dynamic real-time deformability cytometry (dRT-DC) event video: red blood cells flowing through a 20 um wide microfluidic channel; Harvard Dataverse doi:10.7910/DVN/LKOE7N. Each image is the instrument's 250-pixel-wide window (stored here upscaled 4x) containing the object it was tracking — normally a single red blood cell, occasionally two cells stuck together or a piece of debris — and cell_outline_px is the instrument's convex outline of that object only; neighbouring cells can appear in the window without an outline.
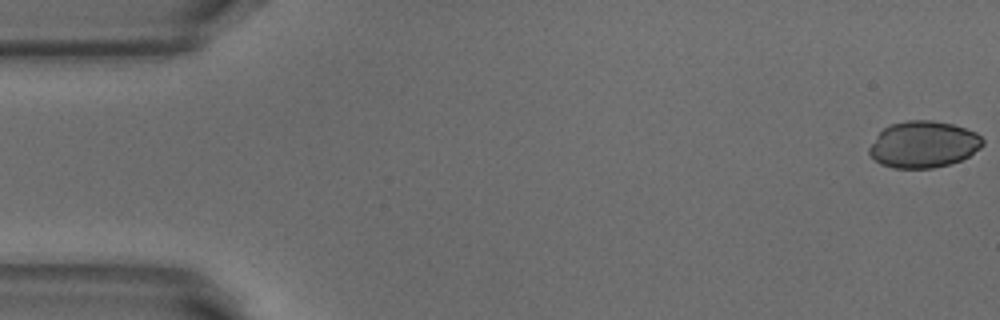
{"species": "common noctule bat (a hibernating species)", "species_latin": "Nyctalus noctula", "temperature_condition": "warm", "stored_images_in_passage": 52, "camera_frame_rate_fps": 3000, "um_per_image_px": 0.085, "animal": {"sex": "male", "body_mass_g": 18.8}, "frame": {"image": 1, "passage_image": 1, "time_ms": 0.0, "image_size_px": [1000, 320], "cell_outline_px": [[984, 144], [980, 148], [968, 156], [960, 160], [948, 164], [932, 168], [892, 168], [880, 164], [868, 152], [868, 148], [876, 136], [884, 128], [892, 124], [908, 120], [932, 120], [952, 124], [976, 132], [984, 140]], "centroid_in_image_um": [78.49, 12.27], "position_along_channel_um": 6.5, "area_um2": 30.69}}